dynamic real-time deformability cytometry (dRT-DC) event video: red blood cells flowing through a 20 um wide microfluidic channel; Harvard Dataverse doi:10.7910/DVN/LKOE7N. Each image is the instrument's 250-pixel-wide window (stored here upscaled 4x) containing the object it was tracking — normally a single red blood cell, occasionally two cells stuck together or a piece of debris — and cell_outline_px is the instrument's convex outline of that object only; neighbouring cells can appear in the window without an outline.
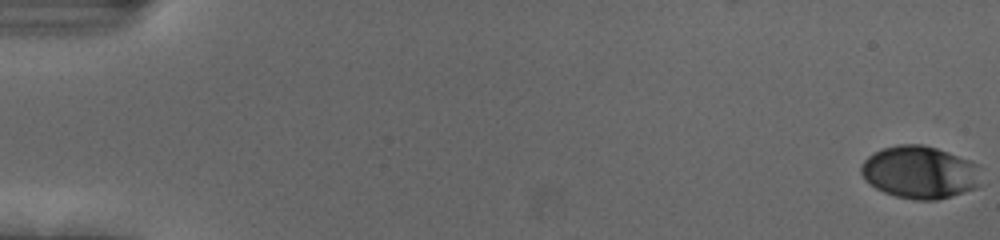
{"species": "human", "species_latin": "Homo sapiens", "temperature_condition": "cold", "stored_images_in_passage": 56, "camera_frame_rate_fps": 3000, "um_per_image_px": 0.085, "donor": {"sex": "female"}, "frame": {"image": 1, "passage_image": 1, "time_ms": 0.0, "image_size_px": [1000, 240], "cell_outline_px": [[980, 184], [976, 188], [952, 196], [936, 200], [916, 200], [896, 196], [884, 192], [876, 188], [864, 180], [860, 172], [860, 168], [864, 160], [872, 152], [896, 144], [924, 144], [972, 160], [976, 164]], "centroid_in_image_um": [78.15, 14.64], "position_along_channel_um": 6.8, "area_um2": 36.93}}
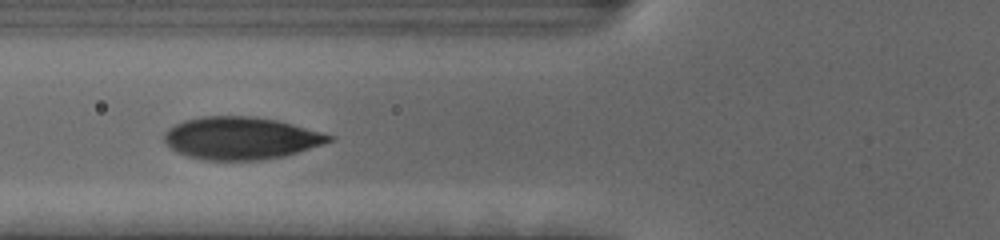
{"frame": {"image": 2, "passage_image": 23, "time_ms": 7.333, "image_size_px": [1000, 240], "cell_outline_px": [[336, 136], [332, 140], [284, 156], [264, 160], [204, 160], [188, 156], [176, 152], [164, 140], [164, 132], [168, 128], [184, 120], [204, 116], [252, 116], [276, 120], [292, 124]], "centroid_in_image_um": [20.44, 11.74], "position_along_channel_um": 105.4, "area_um2": 40.52}}
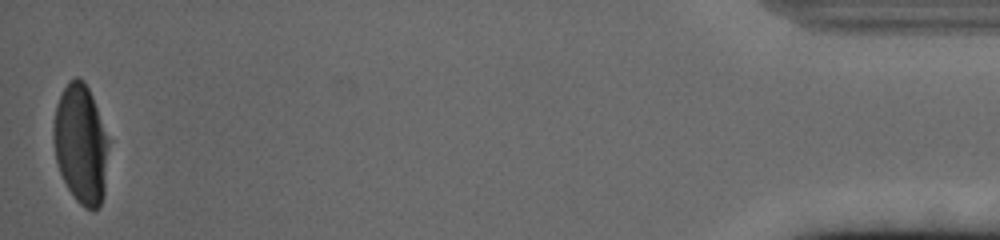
{"frame": {"image": 3, "passage_image": 56, "time_ms": 18.333, "image_size_px": [1000, 240], "cell_outline_px": [[108, 140], [104, 196], [100, 204], [92, 212], [84, 208], [76, 200], [68, 188], [60, 172], [56, 160], [52, 136], [52, 132], [56, 104], [68, 80], [76, 76], [84, 80], [92, 96]], "centroid_in_image_um": [6.85, 12.25], "position_along_channel_um": 428.4, "area_um2": 38.15}, "authors_computed_cell_mechanics": {"area_um2": 40.4311, "velocity_mm_per_s": 3.697, "shape_relaxation_time_tau1_ms": 3.7291, "shape_relaxation_time_tau2_ms": null, "deformation_change_tau1": 0.1832, "deformation_change_tau2": null}}